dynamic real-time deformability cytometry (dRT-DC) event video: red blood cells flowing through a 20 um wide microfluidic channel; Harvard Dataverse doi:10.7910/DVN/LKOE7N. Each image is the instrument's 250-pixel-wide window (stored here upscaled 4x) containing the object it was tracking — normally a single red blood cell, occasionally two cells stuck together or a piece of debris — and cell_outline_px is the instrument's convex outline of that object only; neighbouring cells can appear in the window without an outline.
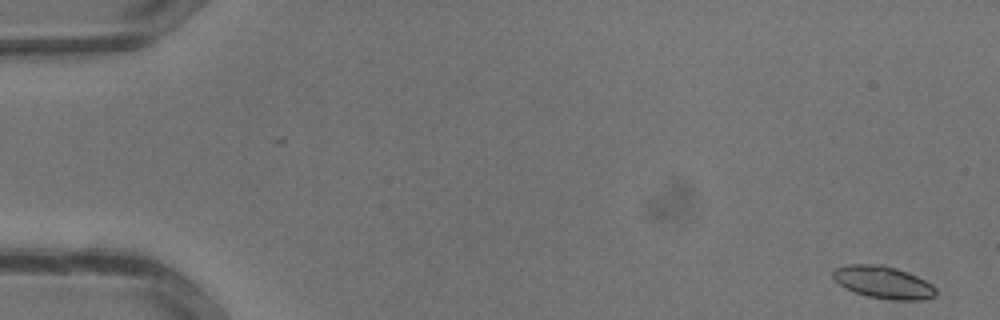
{"species": "common noctule bat (a hibernating species)", "species_latin": "Nyctalus noctula", "temperature_condition": "warm", "stored_images_in_passage": 34, "camera_frame_rate_fps": 3000, "um_per_image_px": 0.085, "animal": {"sex": "male", "body_mass_g": 13.3}, "frame": {"image": 1, "passage_image": 1, "time_ms": 0.0, "image_size_px": [1000, 320], "cell_outline_px": [[936, 296], [924, 300], [892, 300], [868, 296], [844, 288], [832, 276], [832, 272], [836, 268], [848, 264], [880, 264], [896, 268], [908, 272], [932, 284], [936, 288]], "centroid_in_image_um": [75.1, 24.0], "position_along_channel_um": 9.9, "area_um2": 19.42}}
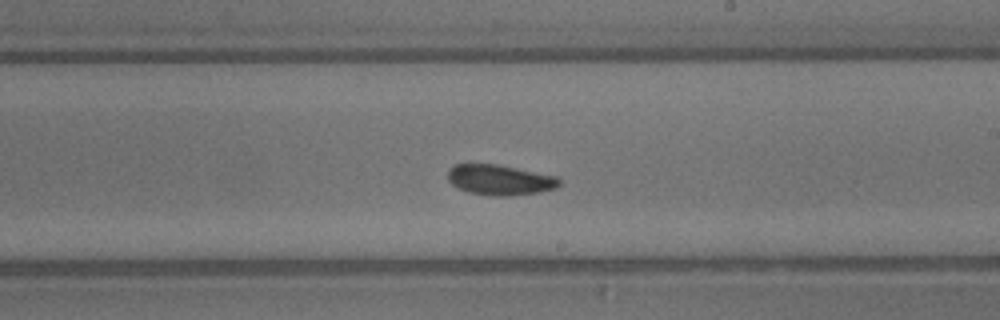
{"frame": {"image": 2, "passage_image": 20, "time_ms": 6.333, "image_size_px": [1000, 320], "cell_outline_px": [[560, 184], [556, 188], [540, 192], [508, 196], [492, 196], [468, 192], [456, 188], [448, 180], [448, 168], [452, 164], [496, 164], [556, 176], [560, 180]], "centroid_in_image_um": [42.44, 15.29], "position_along_channel_um": 246.6, "area_um2": 19.83}}
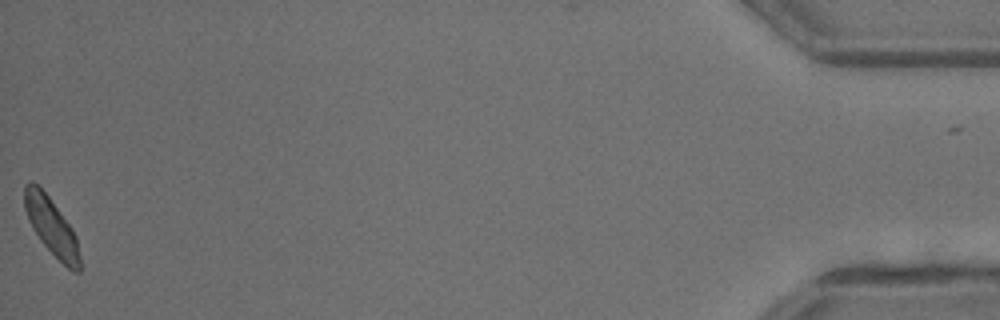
{"frame": {"image": 3, "passage_image": 34, "time_ms": 11.0, "image_size_px": [1000, 320], "cell_outline_px": [[80, 272], [72, 272], [40, 240], [32, 228], [28, 220], [24, 208], [24, 184], [28, 180], [32, 180], [48, 196], [72, 228], [76, 236], [80, 256]], "centroid_in_image_um": [4.36, 19.23], "position_along_channel_um": 430.8, "area_um2": 18.32}}